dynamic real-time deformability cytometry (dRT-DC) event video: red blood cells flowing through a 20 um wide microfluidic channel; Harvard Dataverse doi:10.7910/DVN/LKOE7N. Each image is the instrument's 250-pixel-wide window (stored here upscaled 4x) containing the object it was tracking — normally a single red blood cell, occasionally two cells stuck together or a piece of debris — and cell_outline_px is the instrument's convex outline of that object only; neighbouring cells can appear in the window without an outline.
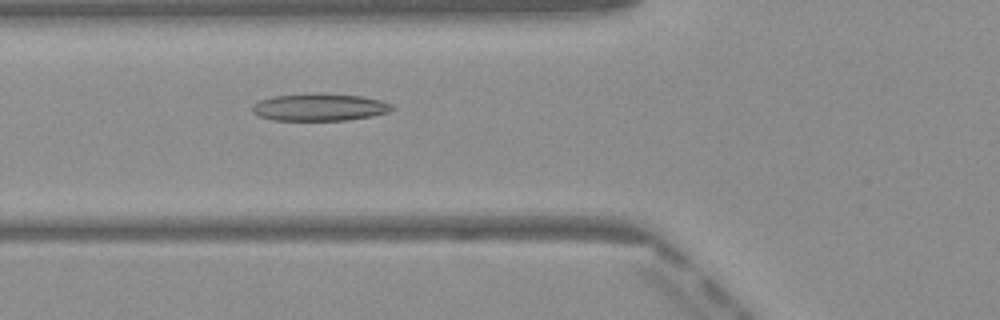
{"species": "Egyptian fruit bat (a non-hibernating species)", "species_latin": "Rousettus aegyptiacus", "temperature_condition": "warm", "stored_images_in_passage": 34, "camera_frame_rate_fps": 3000, "um_per_image_px": 0.085, "frame": {"image": 1, "passage_image": 3, "time_ms": 0.667, "image_size_px": [1000, 320], "cell_outline_px": [[396, 108], [388, 112], [372, 116], [348, 120], [272, 120], [260, 116], [252, 112], [252, 104], [260, 100], [272, 96], [360, 96], [380, 100], [392, 104]], "centroid_in_image_um": [27.17, 9.16], "position_along_channel_um": 98.6, "area_um2": 21.21}}
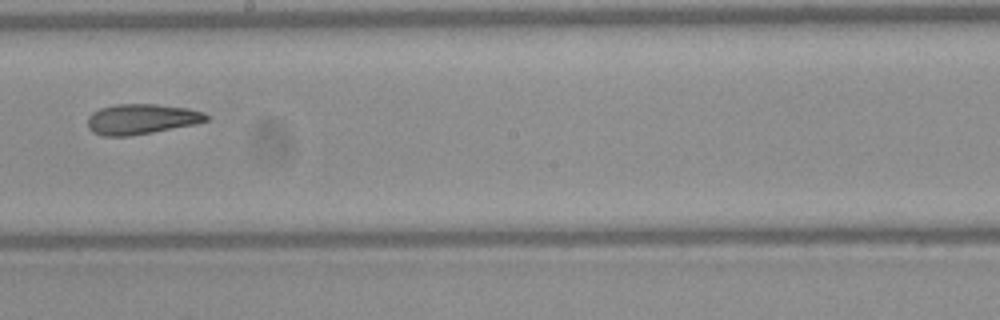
{"frame": {"image": 2, "passage_image": 13, "time_ms": 4.0, "image_size_px": [1000, 320], "cell_outline_px": [[208, 120], [192, 124], [132, 136], [104, 136], [92, 132], [88, 128], [88, 116], [92, 112], [100, 108], [116, 104], [156, 104], [188, 108], [204, 112], [208, 116]], "centroid_in_image_um": [11.98, 10.12], "position_along_channel_um": 236.2, "area_um2": 20.87}}
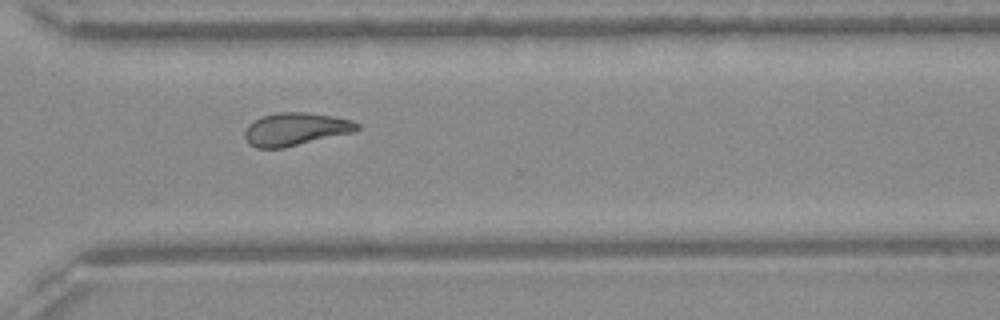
{"frame": {"image": 3, "passage_image": 21, "time_ms": 6.667, "image_size_px": [1000, 320], "cell_outline_px": [[360, 128], [352, 132], [284, 148], [256, 148], [248, 144], [244, 136], [244, 132], [248, 124], [264, 116], [280, 112], [304, 112], [332, 116], [352, 120], [360, 124]], "centroid_in_image_um": [25.1, 10.99], "position_along_channel_um": 345.5, "area_um2": 21.39}, "authors_computed_cell_mechanics": {"area_um2": 21.4149, "velocity_mm_per_s": 4.1107, "shape_relaxation_time_tau1_ms": 8.4234, "shape_relaxation_time_tau2_ms": 2.082, "deformation_change_tau1": 0.2229, "deformation_change_tau2": 0.0983}}